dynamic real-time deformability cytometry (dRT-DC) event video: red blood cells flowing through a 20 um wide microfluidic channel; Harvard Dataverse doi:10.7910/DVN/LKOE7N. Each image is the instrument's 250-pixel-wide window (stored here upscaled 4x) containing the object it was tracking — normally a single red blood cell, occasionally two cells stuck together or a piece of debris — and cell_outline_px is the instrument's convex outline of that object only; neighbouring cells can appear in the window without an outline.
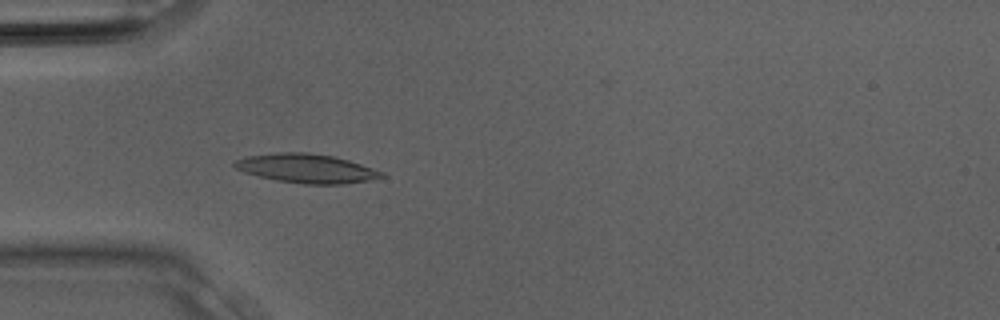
{"species": "Egyptian fruit bat (a non-hibernating species)", "species_latin": "Rousettus aegyptiacus", "temperature_condition": "room temperature", "stored_images_in_passage": 11, "camera_frame_rate_fps": 3000, "um_per_image_px": 0.085, "animal": {"sex": "male"}, "frame": {"image": 1, "passage_image": 7, "time_ms": 2.0, "image_size_px": [1000, 320], "cell_outline_px": [[388, 176], [368, 180], [344, 184], [304, 184], [276, 180], [244, 172], [236, 168], [232, 164], [236, 160], [248, 156], [276, 152], [308, 152], [336, 156], [384, 172]], "centroid_in_image_um": [26.08, 14.31], "position_along_channel_um": 58.9, "area_um2": 24.85}}